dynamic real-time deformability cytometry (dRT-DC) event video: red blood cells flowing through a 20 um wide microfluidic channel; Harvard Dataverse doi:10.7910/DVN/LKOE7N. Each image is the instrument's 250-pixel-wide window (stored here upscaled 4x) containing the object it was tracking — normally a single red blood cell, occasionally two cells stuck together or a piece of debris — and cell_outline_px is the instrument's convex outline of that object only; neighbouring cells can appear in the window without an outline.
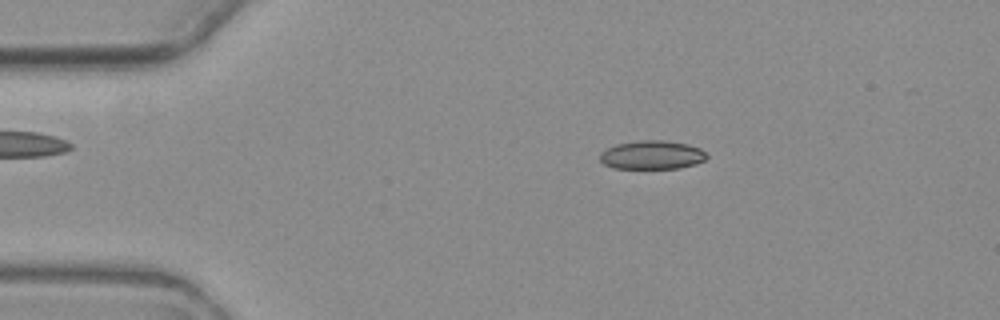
{"species": "common noctule bat (a hibernating species)", "species_latin": "Nyctalus noctula", "temperature_condition": "warm", "stored_images_in_passage": 5, "camera_frame_rate_fps": 3000, "um_per_image_px": 0.085, "animal": {"sex": "female", "body_mass_g": 19.3, "forearm_length_mm": 54.1}, "frame": {"image": 1, "passage_image": 2, "time_ms": 1.333, "image_size_px": [1000, 320], "cell_outline_px": [[708, 156], [704, 160], [696, 164], [680, 168], [612, 168], [604, 164], [600, 160], [600, 152], [616, 144], [636, 140], [664, 140], [688, 144], [700, 148]], "centroid_in_image_um": [55.41, 13.16], "position_along_channel_um": 29.6, "area_um2": 17.92}}